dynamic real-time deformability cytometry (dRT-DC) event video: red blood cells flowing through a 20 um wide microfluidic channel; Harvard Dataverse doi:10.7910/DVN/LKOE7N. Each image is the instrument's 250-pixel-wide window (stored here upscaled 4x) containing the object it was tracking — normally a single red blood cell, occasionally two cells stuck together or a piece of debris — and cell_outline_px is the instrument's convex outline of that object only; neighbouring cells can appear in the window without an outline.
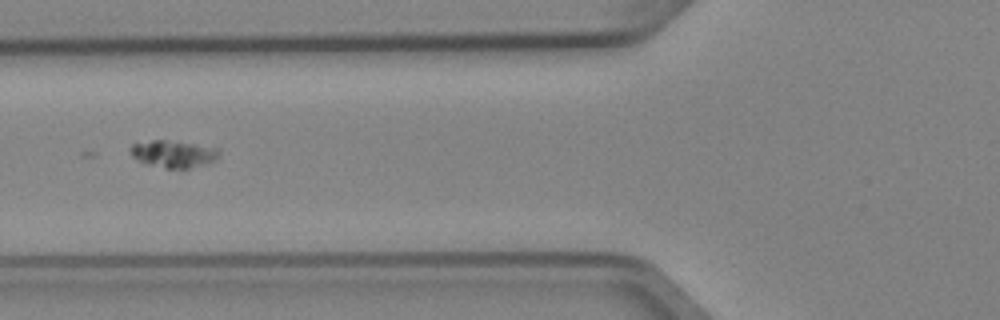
{"species": "Egyptian fruit bat (a non-hibernating species)", "species_latin": "Rousettus aegyptiacus", "temperature_condition": "cold", "stored_images_in_passage": 3, "camera_frame_rate_fps": 3000, "um_per_image_px": 0.085, "animal": {"sex": "female"}, "frame": {"image": 1, "passage_image": 3, "time_ms": 0.667, "image_size_px": [1000, 320], "cell_outline_px": [[220, 148], [216, 156], [208, 164], [188, 168], [168, 168], [148, 164], [132, 156], [132, 144], [152, 140], [164, 140]], "centroid_in_image_um": [14.75, 13.08], "position_along_channel_um": 111.1, "area_um2": 13.47}}